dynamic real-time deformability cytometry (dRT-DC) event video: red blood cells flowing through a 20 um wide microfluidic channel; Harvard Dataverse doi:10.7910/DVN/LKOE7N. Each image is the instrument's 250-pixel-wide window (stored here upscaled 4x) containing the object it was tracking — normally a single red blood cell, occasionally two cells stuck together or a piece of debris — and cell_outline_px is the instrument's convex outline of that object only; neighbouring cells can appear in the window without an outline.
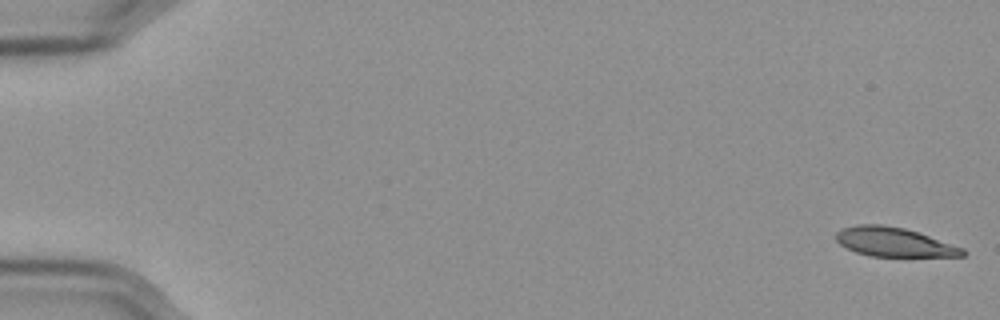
{"species": "Egyptian fruit bat (a non-hibernating species)", "species_latin": "Rousettus aegyptiacus", "temperature_condition": "cold", "stored_images_in_passage": 57, "camera_frame_rate_fps": 3000, "um_per_image_px": 0.085, "frame": {"image": 1, "passage_image": 1, "time_ms": 0.0, "image_size_px": [1000, 320], "cell_outline_px": [[968, 252], [964, 256], [872, 256], [856, 252], [840, 244], [836, 240], [836, 232], [844, 228], [860, 224], [880, 224], [904, 228], [964, 248]], "centroid_in_image_um": [76.0, 20.58], "position_along_channel_um": 9.0, "area_um2": 21.15}}
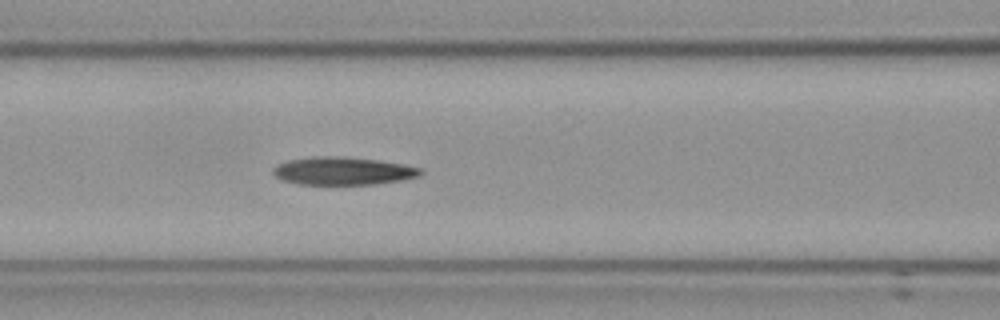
{"frame": {"image": 2, "passage_image": 25, "time_ms": 8.0, "image_size_px": [1000, 320], "cell_outline_px": [[424, 172], [416, 176], [400, 180], [372, 184], [300, 184], [280, 180], [272, 172], [272, 168], [276, 164], [288, 160], [316, 156], [340, 156], [380, 160], [404, 164], [420, 168]], "centroid_in_image_um": [29.1, 14.52], "position_along_channel_um": 137.5, "area_um2": 23.93}}
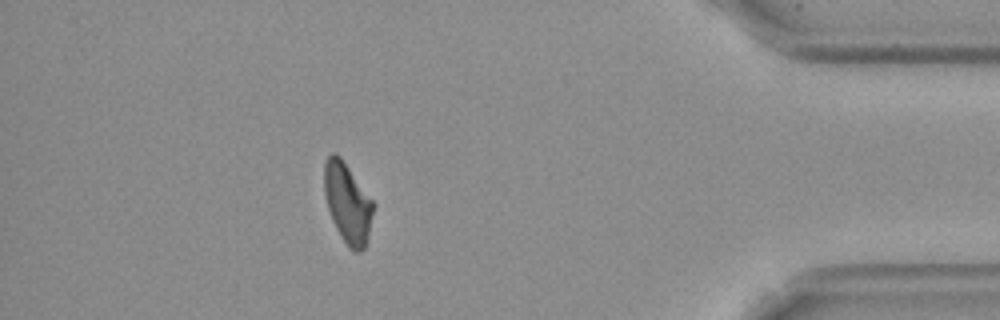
{"frame": {"image": 3, "passage_image": 51, "time_ms": 16.667, "image_size_px": [1000, 320], "cell_outline_px": [[372, 212], [368, 236], [364, 248], [360, 252], [352, 252], [348, 248], [340, 236], [332, 220], [328, 208], [324, 192], [324, 164], [328, 156], [332, 152], [336, 152], [340, 156], [372, 200]], "centroid_in_image_um": [29.51, 17.27], "position_along_channel_um": 405.7, "area_um2": 22.54}}